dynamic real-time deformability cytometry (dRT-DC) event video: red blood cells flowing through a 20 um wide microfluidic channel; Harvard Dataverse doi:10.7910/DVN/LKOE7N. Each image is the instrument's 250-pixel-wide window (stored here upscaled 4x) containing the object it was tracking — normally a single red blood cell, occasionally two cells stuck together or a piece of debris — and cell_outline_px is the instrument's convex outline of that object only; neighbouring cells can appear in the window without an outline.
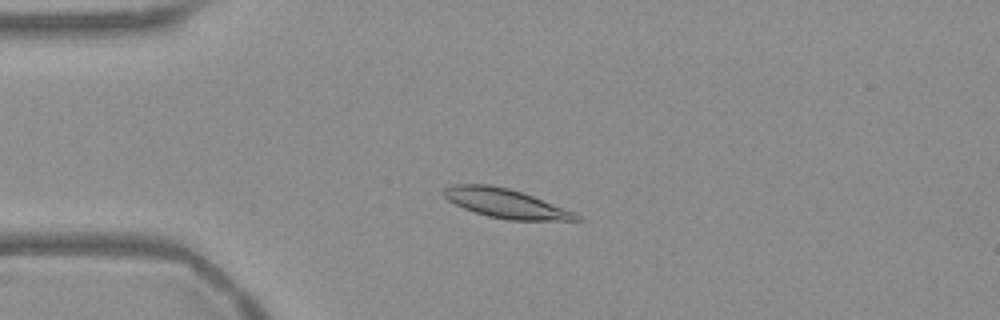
{"species": "Egyptian fruit bat (a non-hibernating species)", "species_latin": "Rousettus aegyptiacus", "temperature_condition": "warm", "stored_images_in_passage": 53, "camera_frame_rate_fps": 3000, "um_per_image_px": 0.085, "frame": {"image": 1, "passage_image": 12, "time_ms": 3.667, "image_size_px": [1000, 320], "cell_outline_px": [[584, 220], [508, 220], [488, 216], [464, 208], [448, 200], [440, 192], [444, 188], [452, 184], [488, 184], [508, 188], [532, 196], [576, 212]], "centroid_in_image_um": [42.97, 17.28], "position_along_channel_um": 42.0, "area_um2": 22.37}}
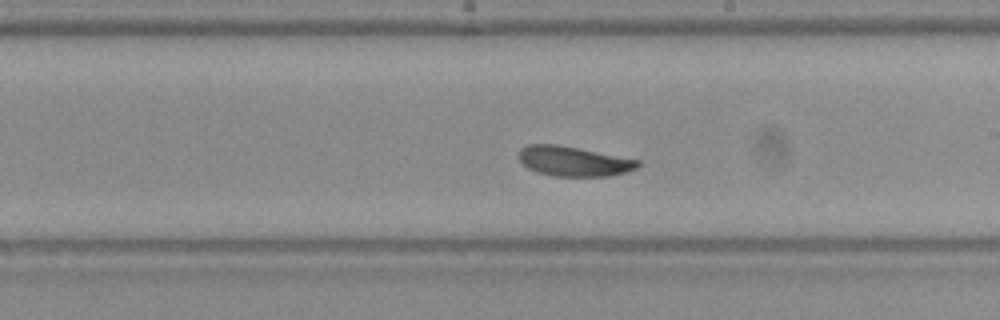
{"frame": {"image": 2, "passage_image": 30, "time_ms": 9.667, "image_size_px": [1000, 320], "cell_outline_px": [[640, 164], [636, 168], [628, 172], [608, 176], [552, 176], [536, 172], [528, 168], [516, 156], [520, 148], [528, 144], [560, 144], [640, 160]], "centroid_in_image_um": [48.73, 13.7], "position_along_channel_um": 240.3, "area_um2": 20.98}}
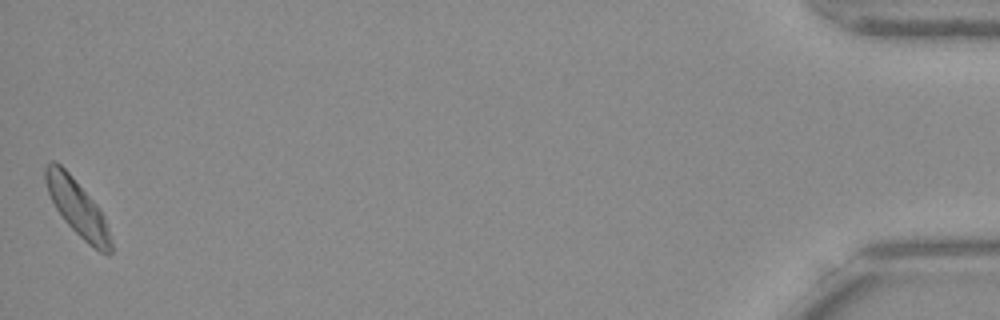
{"frame": {"image": 3, "passage_image": 53, "time_ms": 17.333, "image_size_px": [1000, 320], "cell_outline_px": [[112, 252], [108, 256], [100, 252], [88, 244], [64, 220], [56, 208], [48, 192], [44, 180], [44, 164], [52, 160], [60, 164], [72, 176], [100, 208], [104, 216], [108, 228], [112, 244]], "centroid_in_image_um": [6.58, 17.65], "position_along_channel_um": 428.6, "area_um2": 21.39}, "authors_computed_cell_mechanics": {"area_um2": 21.386, "velocity_mm_per_s": 3.7024, "shape_relaxation_time_tau1_ms": 2.1944, "shape_relaxation_time_tau2_ms": 2.1897, "deformation_change_tau1": 0.079, "deformation_change_tau2": 0.0613}}